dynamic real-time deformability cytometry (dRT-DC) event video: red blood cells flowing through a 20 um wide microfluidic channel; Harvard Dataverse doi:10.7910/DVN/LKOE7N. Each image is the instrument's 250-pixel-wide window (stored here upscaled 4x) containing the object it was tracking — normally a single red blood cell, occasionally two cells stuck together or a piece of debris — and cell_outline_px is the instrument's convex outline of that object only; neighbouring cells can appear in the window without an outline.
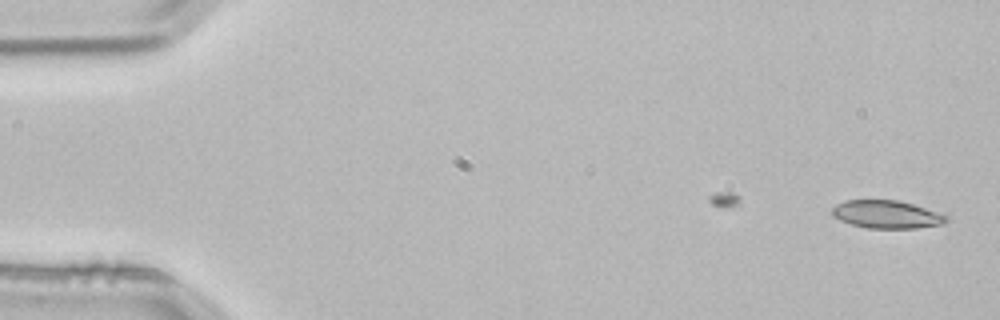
{"species": "common noctule bat (a hibernating species)", "species_latin": "Nyctalus noctula", "temperature_condition": "room temperature", "stored_images_in_passage": 2, "camera_frame_rate_fps": 3000, "um_per_image_px": 0.085, "animal": {"sex": "male", "body_mass_g": 21.5, "forearm_length_mm": 52.0}, "frame": {"image": 1, "passage_image": 2, "time_ms": 0.333, "image_size_px": [1000, 320], "cell_outline_px": [[948, 220], [944, 224], [916, 228], [868, 228], [852, 224], [840, 220], [832, 216], [832, 208], [836, 204], [844, 200], [896, 200], [912, 204], [948, 216]], "centroid_in_image_um": [75.34, 18.22], "position_along_channel_um": 9.7, "area_um2": 18.44}}